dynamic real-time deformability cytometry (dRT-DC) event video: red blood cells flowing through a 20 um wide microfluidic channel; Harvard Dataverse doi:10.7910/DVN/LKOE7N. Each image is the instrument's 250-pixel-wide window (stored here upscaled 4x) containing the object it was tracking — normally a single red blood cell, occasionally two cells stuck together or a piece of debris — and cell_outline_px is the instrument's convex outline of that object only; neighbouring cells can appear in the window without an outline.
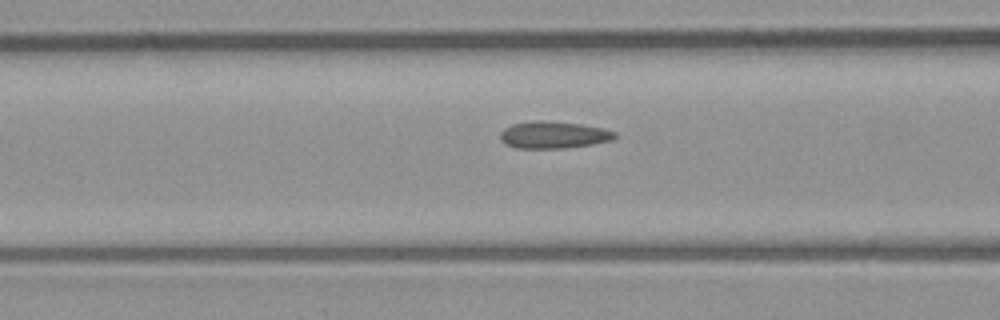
{"species": "common noctule bat (a hibernating species)", "species_latin": "Nyctalus noctula", "temperature_condition": "room temperature", "stored_images_in_passage": 25, "camera_frame_rate_fps": 3000, "um_per_image_px": 0.085, "animal": {"sex": "male", "body_mass_g": 23.1, "forearm_length_mm": 52.7}, "frame": {"image": 1, "passage_image": 5, "time_ms": 1.333, "image_size_px": [1000, 320], "cell_outline_px": [[616, 136], [612, 140], [592, 144], [564, 148], [516, 148], [504, 144], [500, 140], [500, 132], [504, 128], [512, 124], [536, 120], [540, 120], [580, 124], [604, 128], [616, 132]], "centroid_in_image_um": [47.02, 11.46], "position_along_channel_um": 119.6, "area_um2": 18.09}}
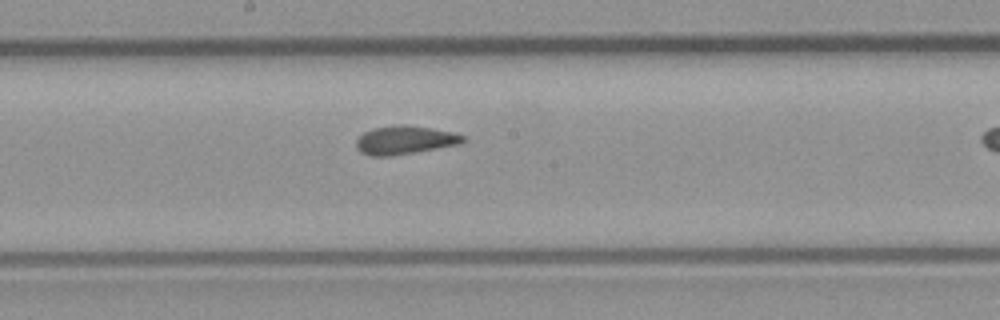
{"frame": {"image": 2, "passage_image": 12, "time_ms": 3.667, "image_size_px": [1000, 320], "cell_outline_px": [[468, 140], [460, 144], [416, 152], [392, 156], [372, 156], [360, 152], [356, 148], [356, 140], [364, 132], [372, 128], [400, 124], [404, 124], [432, 128], [452, 132], [464, 136]], "centroid_in_image_um": [34.41, 11.9], "position_along_channel_um": 213.8, "area_um2": 17.86}}
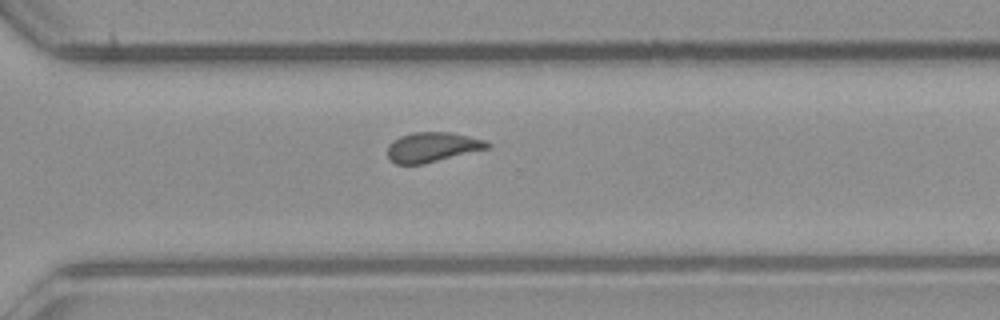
{"frame": {"image": 3, "passage_image": 21, "time_ms": 6.667, "image_size_px": [1000, 320], "cell_outline_px": [[492, 144], [488, 148], [424, 164], [396, 164], [388, 160], [388, 144], [392, 140], [400, 136], [412, 132], [452, 132], [484, 140]], "centroid_in_image_um": [36.71, 12.5], "position_along_channel_um": 333.9, "area_um2": 17.4}}